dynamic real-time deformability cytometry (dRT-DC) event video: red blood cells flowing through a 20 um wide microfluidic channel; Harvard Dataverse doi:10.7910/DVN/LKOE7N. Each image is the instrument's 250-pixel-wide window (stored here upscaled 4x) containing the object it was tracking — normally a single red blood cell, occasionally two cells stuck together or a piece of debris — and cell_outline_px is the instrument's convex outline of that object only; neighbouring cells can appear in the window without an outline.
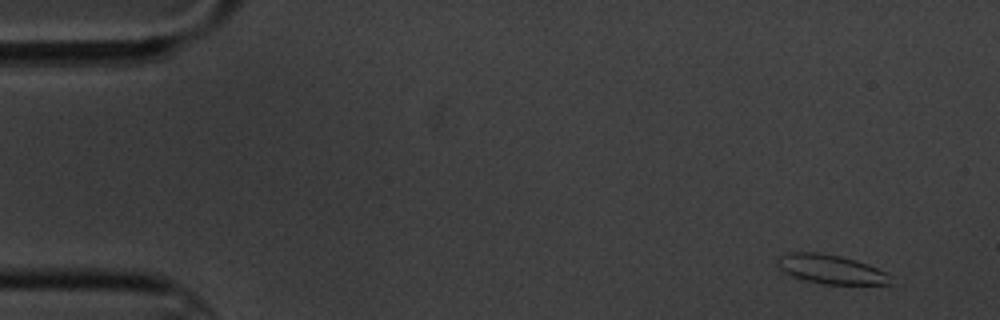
{"species": "common noctule bat (a hibernating species)", "species_latin": "Nyctalus noctula", "temperature_condition": "cold", "stored_images_in_passage": 6, "camera_frame_rate_fps": 3000, "um_per_image_px": 0.085, "animal": {"sex": "male", "body_mass_g": 20.1, "forearm_length_mm": 53.5}, "frame": {"image": 1, "passage_image": 1, "time_ms": 0.0, "image_size_px": [1000, 320], "cell_outline_px": [[892, 284], [824, 284], [804, 280], [792, 276], [784, 272], [780, 268], [780, 256], [788, 252], [816, 252], [840, 256], [856, 260], [868, 264], [892, 276]], "centroid_in_image_um": [70.66, 22.89], "position_along_channel_um": 14.3, "area_um2": 18.96}}
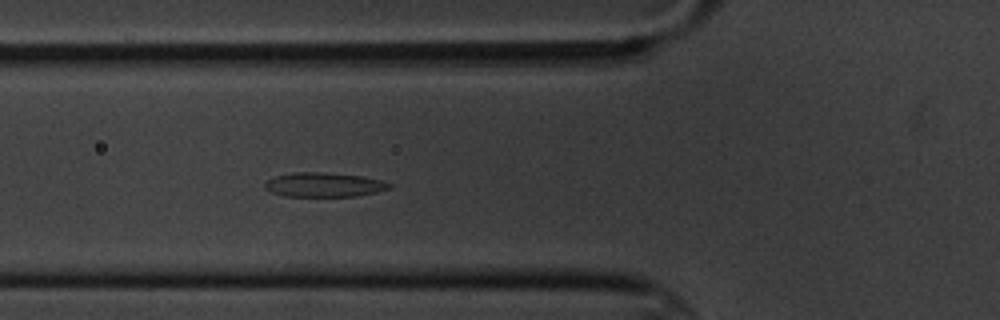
{"frame": {"image": 2, "passage_image": 6, "time_ms": 5.667, "image_size_px": [1000, 320], "cell_outline_px": [[392, 188], [376, 192], [356, 196], [284, 196], [272, 192], [264, 188], [264, 184], [272, 176], [292, 172], [324, 172], [360, 176], [380, 180], [392, 184]], "centroid_in_image_um": [27.51, 15.7], "position_along_channel_um": 98.3, "area_um2": 17.69}}